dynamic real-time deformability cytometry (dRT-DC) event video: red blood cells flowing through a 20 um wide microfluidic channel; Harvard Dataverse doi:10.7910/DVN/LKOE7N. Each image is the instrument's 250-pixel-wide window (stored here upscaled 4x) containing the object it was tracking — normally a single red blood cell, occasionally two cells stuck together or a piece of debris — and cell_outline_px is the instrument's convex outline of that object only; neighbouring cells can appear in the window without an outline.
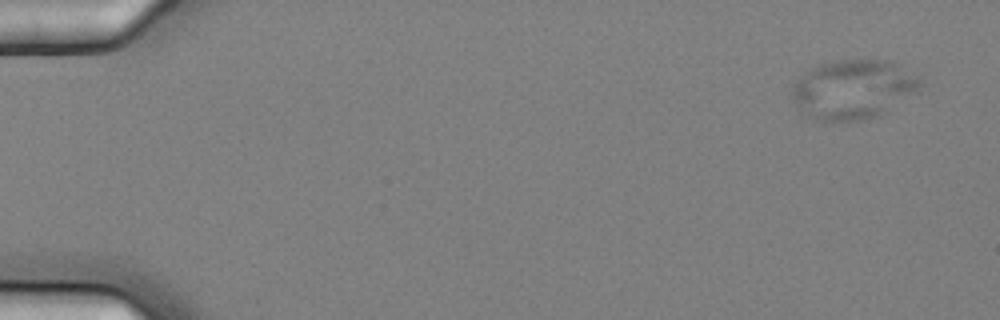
{"species": "common noctule bat (a hibernating species)", "species_latin": "Nyctalus noctula", "temperature_condition": "cold", "stored_images_in_passage": 15, "camera_frame_rate_fps": 3000, "um_per_image_px": 0.085, "animal": {"sex": "female", "body_mass_g": 25.1}, "frame": {"image": 1, "passage_image": 1, "time_ms": 0.0, "image_size_px": [1000, 320], "cell_outline_px": [[920, 84], [916, 88], [880, 116], [860, 120], [820, 120], [808, 116], [796, 108], [792, 100], [792, 88], [812, 68], [820, 64], [836, 60], [888, 60], [920, 80]], "centroid_in_image_um": [72.43, 7.61], "position_along_channel_um": 12.6, "area_um2": 42.71}}
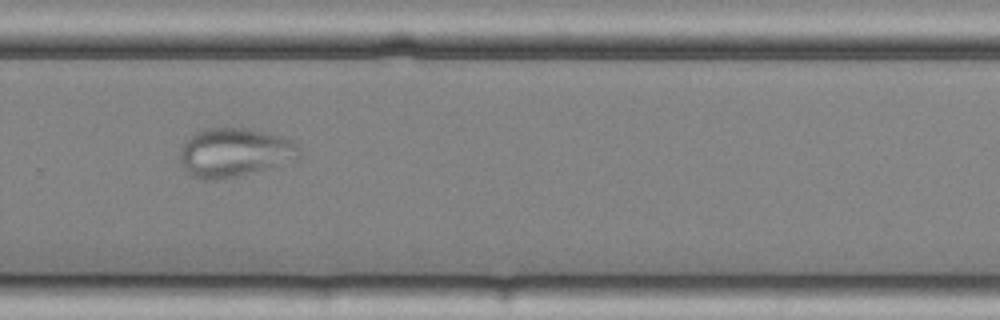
{"frame": {"image": 2, "passage_image": 11, "time_ms": 3.333, "image_size_px": [1000, 320], "cell_outline_px": [[300, 156], [264, 168], [236, 176], [216, 180], [204, 180], [192, 176], [184, 168], [180, 160], [180, 148], [196, 132], [204, 128], [248, 128], [296, 140], [300, 148]], "centroid_in_image_um": [19.9, 12.94], "position_along_channel_um": 309.9, "area_um2": 33.35}}
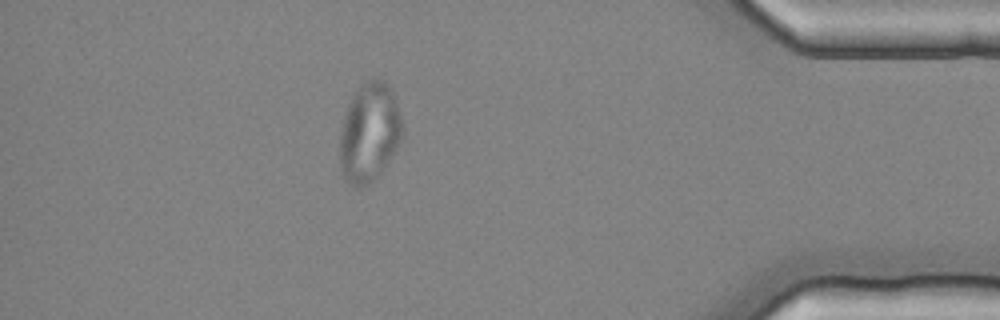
{"frame": {"image": 3, "passage_image": 14, "time_ms": 4.333, "image_size_px": [1000, 320], "cell_outline_px": [[404, 132], [400, 140], [380, 172], [364, 188], [356, 188], [344, 176], [340, 168], [340, 132], [344, 116], [348, 104], [360, 84], [368, 80], [384, 80], [392, 88], [404, 128]], "centroid_in_image_um": [31.39, 11.24], "position_along_channel_um": 403.8, "area_um2": 35.78}}